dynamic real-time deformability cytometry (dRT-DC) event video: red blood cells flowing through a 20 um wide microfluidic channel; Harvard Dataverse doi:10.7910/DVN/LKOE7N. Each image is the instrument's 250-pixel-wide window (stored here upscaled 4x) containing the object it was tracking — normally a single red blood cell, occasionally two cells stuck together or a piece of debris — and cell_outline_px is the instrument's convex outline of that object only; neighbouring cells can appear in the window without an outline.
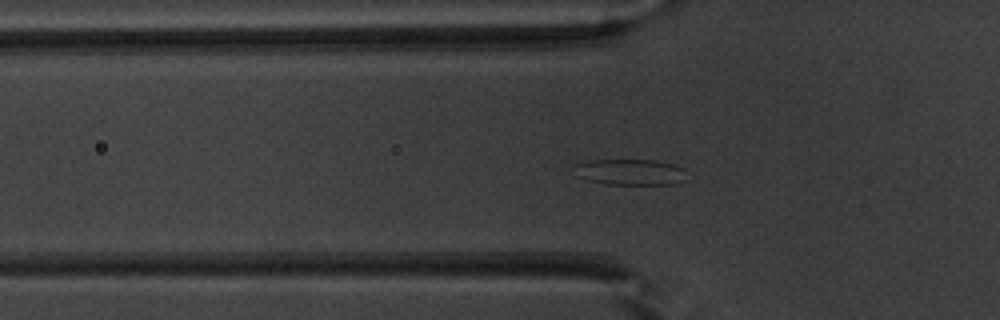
{"species": "common noctule bat (a hibernating species)", "species_latin": "Nyctalus noctula", "temperature_condition": "warm", "stored_images_in_passage": 52, "camera_frame_rate_fps": 3000, "um_per_image_px": 0.085, "animal": {"sex": "male", "body_mass_g": 20.1, "forearm_length_mm": 53.5}, "frame": {"image": 1, "passage_image": 17, "time_ms": 5.333, "image_size_px": [1000, 320], "cell_outline_px": [[684, 180], [676, 184], [608, 184], [588, 180], [576, 176], [576, 164], [592, 160], [656, 160], [676, 164], [684, 168]], "centroid_in_image_um": [53.61, 14.62], "position_along_channel_um": 72.2, "area_um2": 16.94}}
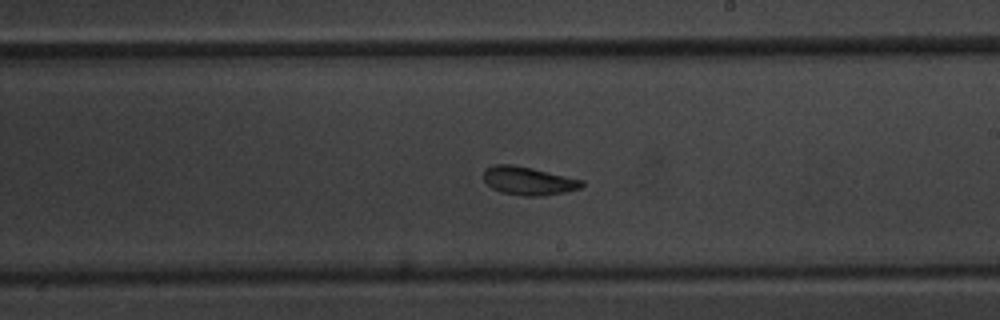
{"frame": {"image": 2, "passage_image": 30, "time_ms": 9.667, "image_size_px": [1000, 320], "cell_outline_px": [[584, 184], [580, 188], [564, 192], [540, 196], [520, 196], [500, 192], [492, 188], [484, 180], [484, 168], [496, 164], [512, 164], [532, 168], [584, 180]], "centroid_in_image_um": [44.9, 15.37], "position_along_channel_um": 244.1, "area_um2": 16.24}}
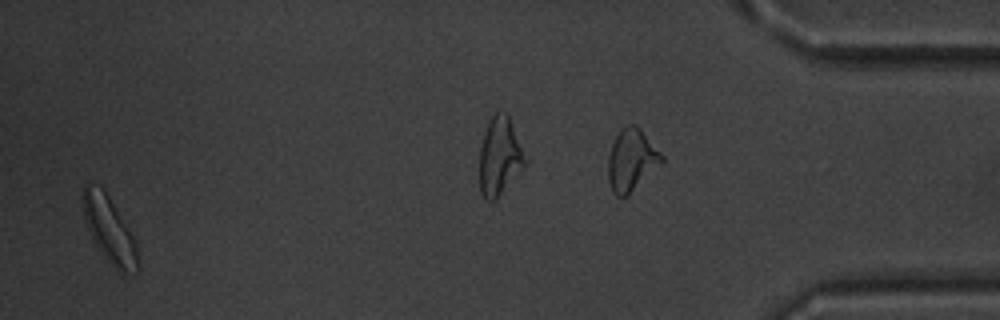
{"frame": {"image": 3, "passage_image": 50, "time_ms": 16.333, "image_size_px": [1000, 320], "cell_outline_px": [[140, 268], [136, 272], [120, 272], [104, 256], [96, 244], [84, 220], [80, 196], [84, 184], [88, 180], [100, 184], [104, 188], [136, 240], [140, 264]], "centroid_in_image_um": [9.27, 19.42], "position_along_channel_um": 425.9, "area_um2": 21.68}, "authors_computed_cell_mechanics": {"area_um2": 17.2244, "velocity_mm_per_s": 3.9558, "shape_relaxation_time_tau1_ms": 2.9114, "shape_relaxation_time_tau2_ms": 3.6158, "deformation_change_tau1": 0.0894, "deformation_change_tau2": 0.0972}}